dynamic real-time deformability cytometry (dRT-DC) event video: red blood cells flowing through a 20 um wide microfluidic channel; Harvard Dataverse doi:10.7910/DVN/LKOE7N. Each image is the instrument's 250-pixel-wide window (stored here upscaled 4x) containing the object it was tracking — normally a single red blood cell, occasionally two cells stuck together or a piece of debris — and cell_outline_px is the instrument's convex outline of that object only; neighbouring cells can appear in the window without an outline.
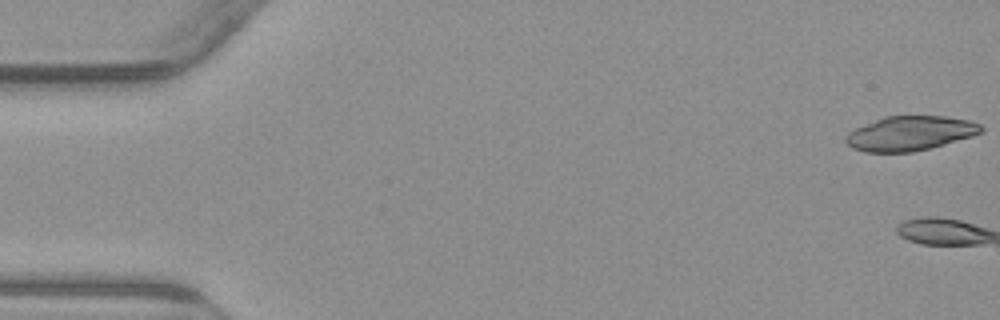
{"species": "common noctule bat (a hibernating species)", "species_latin": "Nyctalus noctula", "temperature_condition": "warm", "stored_images_in_passage": 2, "camera_frame_rate_fps": 3000, "um_per_image_px": 0.085, "animal": {"sex": "male", "body_mass_g": 23.1, "forearm_length_mm": 52.7}, "frame": {"image": 1, "passage_image": 1, "time_ms": 0.0, "image_size_px": [1000, 320], "cell_outline_px": [[984, 128], [980, 132], [972, 136], [928, 148], [912, 152], [864, 152], [852, 148], [844, 140], [844, 136], [848, 132], [856, 128], [884, 116], [944, 116], [968, 120], [980, 124]], "centroid_in_image_um": [77.31, 11.33], "position_along_channel_um": 7.7, "area_um2": 26.99}}